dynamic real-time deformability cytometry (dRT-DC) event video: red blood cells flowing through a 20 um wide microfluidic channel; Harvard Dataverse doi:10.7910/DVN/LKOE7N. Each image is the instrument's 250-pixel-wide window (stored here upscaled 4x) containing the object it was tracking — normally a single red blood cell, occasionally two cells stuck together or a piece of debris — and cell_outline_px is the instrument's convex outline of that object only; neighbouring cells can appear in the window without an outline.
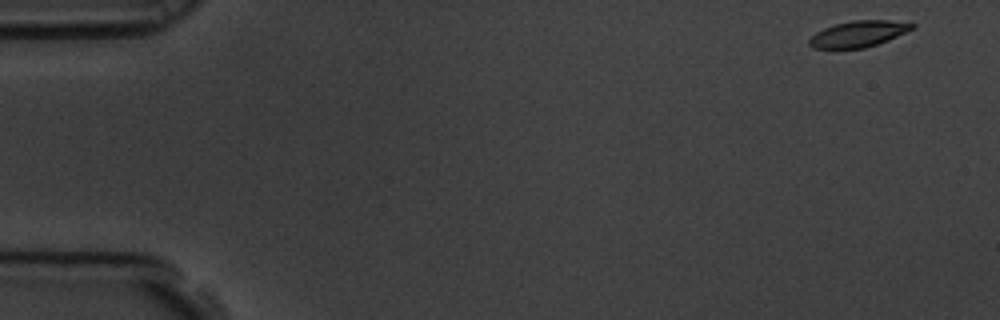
{"species": "common noctule bat (a hibernating species)", "species_latin": "Nyctalus noctula", "temperature_condition": "room temperature", "stored_images_in_passage": 57, "camera_frame_rate_fps": 3000, "um_per_image_px": 0.085, "animal": {"sex": "male", "body_mass_g": 19.5, "forearm_length_mm": 54.6}, "frame": {"image": 1, "passage_image": 1, "time_ms": 0.0, "image_size_px": [1000, 320], "cell_outline_px": [[916, 28], [888, 40], [864, 48], [812, 48], [808, 44], [808, 40], [816, 32], [824, 28], [836, 24], [852, 20], [888, 20], [916, 24]], "centroid_in_image_um": [72.98, 2.87], "position_along_channel_um": 12.0, "area_um2": 15.61}}
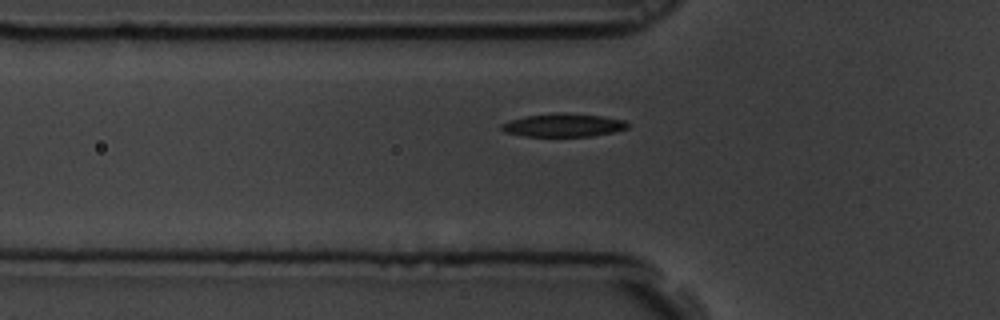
{"frame": {"image": 2, "passage_image": 18, "time_ms": 5.667, "image_size_px": [1000, 320], "cell_outline_px": [[632, 124], [628, 128], [612, 132], [592, 136], [524, 136], [504, 132], [500, 128], [500, 124], [524, 116], [556, 112], [560, 112], [600, 116], [624, 120]], "centroid_in_image_um": [47.88, 10.63], "position_along_channel_um": 77.9, "area_um2": 17.11}}
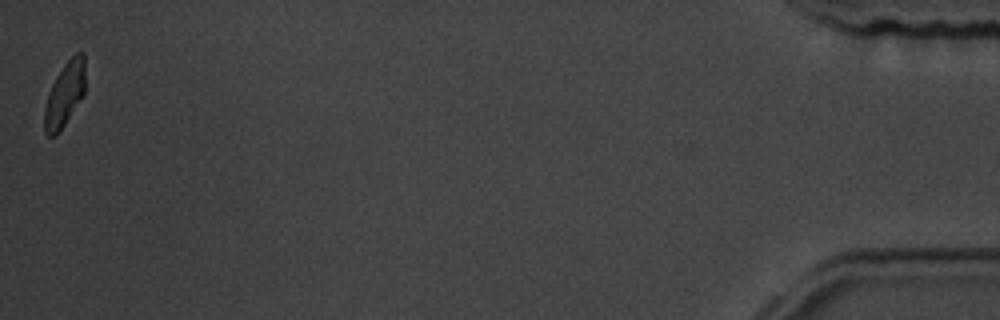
{"frame": {"image": 3, "passage_image": 57, "time_ms": 18.667, "image_size_px": [1000, 320], "cell_outline_px": [[84, 96], [64, 124], [52, 136], [48, 136], [44, 132], [44, 108], [48, 92], [56, 76], [64, 64], [76, 52], [84, 52]], "centroid_in_image_um": [5.49, 7.99], "position_along_channel_um": 429.7, "area_um2": 15.14}, "authors_computed_cell_mechanics": {"area_um2": 16.6464, "velocity_mm_per_s": 3.439, "shape_relaxation_time_tau1_ms": 2.5145, "shape_relaxation_time_tau2_ms": 10.8753, "deformation_change_tau1": 0.1282, "deformation_change_tau2": 0.1347}}